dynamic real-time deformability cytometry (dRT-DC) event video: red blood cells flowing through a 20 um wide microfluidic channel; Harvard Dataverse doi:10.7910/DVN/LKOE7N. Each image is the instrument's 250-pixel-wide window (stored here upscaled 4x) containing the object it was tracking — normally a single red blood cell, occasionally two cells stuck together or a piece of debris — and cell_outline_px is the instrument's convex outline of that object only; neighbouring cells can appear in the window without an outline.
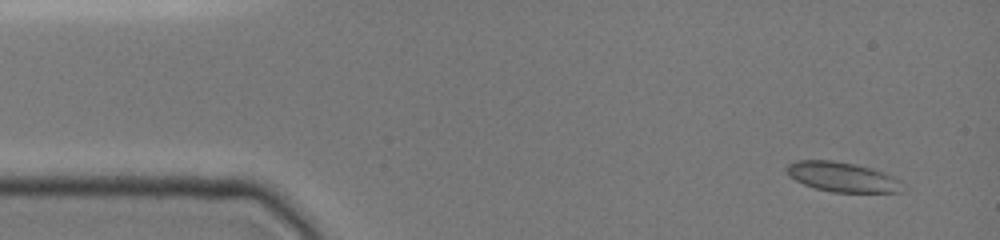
{"species": "common noctule bat (a hibernating species)", "species_latin": "Nyctalus noctula", "temperature_condition": "cold", "stored_images_in_passage": 18, "camera_frame_rate_fps": 3000, "um_per_image_px": 0.085, "animal": {"sex": "female", "body_mass_g": 19.0, "forearm_length_mm": 51.5}, "frame": {"image": 1, "passage_image": 2, "time_ms": 0.667, "image_size_px": [1000, 240], "cell_outline_px": [[908, 188], [904, 192], [832, 192], [816, 188], [804, 184], [788, 176], [784, 168], [788, 164], [796, 160], [832, 160], [856, 164], [872, 168], [892, 176], [900, 180]], "centroid_in_image_um": [71.63, 15.04], "position_along_channel_um": 13.4, "area_um2": 20.4}}
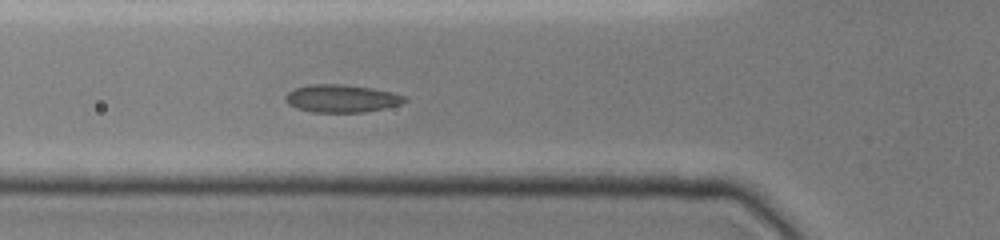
{"frame": {"image": 2, "passage_image": 11, "time_ms": 5.333, "image_size_px": [1000, 240], "cell_outline_px": [[408, 100], [400, 104], [384, 108], [364, 112], [312, 112], [296, 108], [288, 104], [284, 100], [284, 96], [292, 88], [308, 84], [344, 84], [372, 88], [392, 92], [408, 96]], "centroid_in_image_um": [29.01, 8.36], "position_along_channel_um": 96.8, "area_um2": 19.54}}
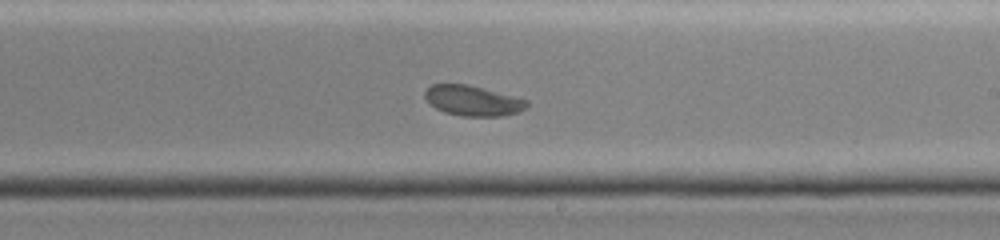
{"frame": {"image": 3, "passage_image": 18, "time_ms": 9.333, "image_size_px": [1000, 240], "cell_outline_px": [[528, 104], [520, 112], [500, 116], [460, 116], [444, 112], [436, 108], [424, 96], [424, 92], [432, 84], [468, 84], [528, 100]], "centroid_in_image_um": [40.19, 8.56], "position_along_channel_um": 248.8, "area_um2": 17.8}}